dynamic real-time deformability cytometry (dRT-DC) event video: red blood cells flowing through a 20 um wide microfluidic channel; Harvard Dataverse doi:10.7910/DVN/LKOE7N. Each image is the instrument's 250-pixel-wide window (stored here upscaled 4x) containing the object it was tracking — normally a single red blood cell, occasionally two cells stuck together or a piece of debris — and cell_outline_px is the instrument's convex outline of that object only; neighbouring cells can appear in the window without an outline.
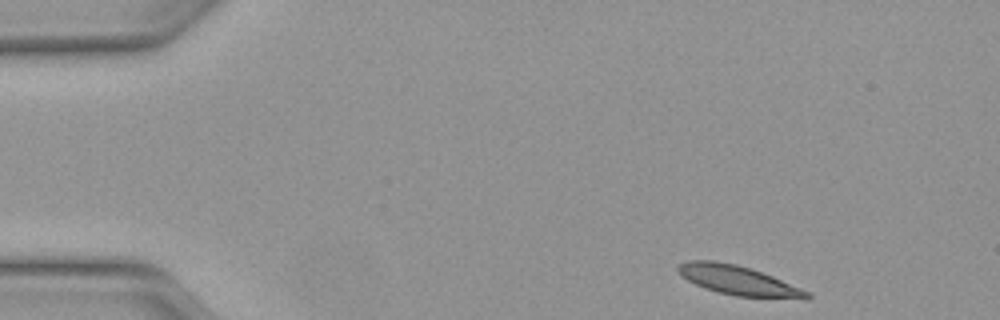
{"species": "Egyptian fruit bat (a non-hibernating species)", "species_latin": "Rousettus aegyptiacus", "temperature_condition": "warm", "stored_images_in_passage": 8, "camera_frame_rate_fps": 3000, "um_per_image_px": 0.085, "animal": {"sex": "female"}, "frame": {"image": 1, "passage_image": 1, "time_ms": 0.0, "image_size_px": [1000, 320], "cell_outline_px": [[812, 296], [808, 300], [804, 300], [736, 296], [716, 292], [704, 288], [688, 280], [676, 268], [680, 264], [688, 260], [712, 260], [736, 264], [772, 276], [800, 288], [808, 292]], "centroid_in_image_um": [62.8, 23.86], "position_along_channel_um": 22.2, "area_um2": 22.02}}